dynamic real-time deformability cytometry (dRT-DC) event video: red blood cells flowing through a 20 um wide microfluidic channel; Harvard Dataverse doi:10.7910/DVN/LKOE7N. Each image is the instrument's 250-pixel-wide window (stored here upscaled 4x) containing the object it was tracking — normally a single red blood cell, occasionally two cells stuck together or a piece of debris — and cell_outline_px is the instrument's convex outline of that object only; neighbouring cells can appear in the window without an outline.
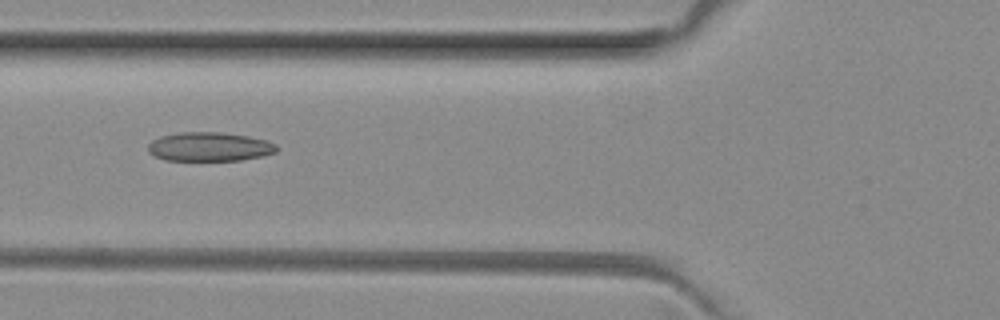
{"species": "common noctule bat (a hibernating species)", "species_latin": "Nyctalus noctula", "temperature_condition": "room temperature", "stored_images_in_passage": 4, "camera_frame_rate_fps": 3000, "um_per_image_px": 0.085, "animal": {"sex": "female", "body_mass_g": 29.2, "forearm_length_mm": 56.3}, "frame": {"image": 1, "passage_image": 4, "time_ms": 1.0, "image_size_px": [1000, 320], "cell_outline_px": [[276, 152], [260, 156], [240, 160], [164, 160], [148, 152], [148, 144], [152, 140], [160, 136], [180, 132], [220, 132], [248, 136], [264, 140], [276, 144]], "centroid_in_image_um": [17.76, 12.47], "position_along_channel_um": 108.0, "area_um2": 21.56}}